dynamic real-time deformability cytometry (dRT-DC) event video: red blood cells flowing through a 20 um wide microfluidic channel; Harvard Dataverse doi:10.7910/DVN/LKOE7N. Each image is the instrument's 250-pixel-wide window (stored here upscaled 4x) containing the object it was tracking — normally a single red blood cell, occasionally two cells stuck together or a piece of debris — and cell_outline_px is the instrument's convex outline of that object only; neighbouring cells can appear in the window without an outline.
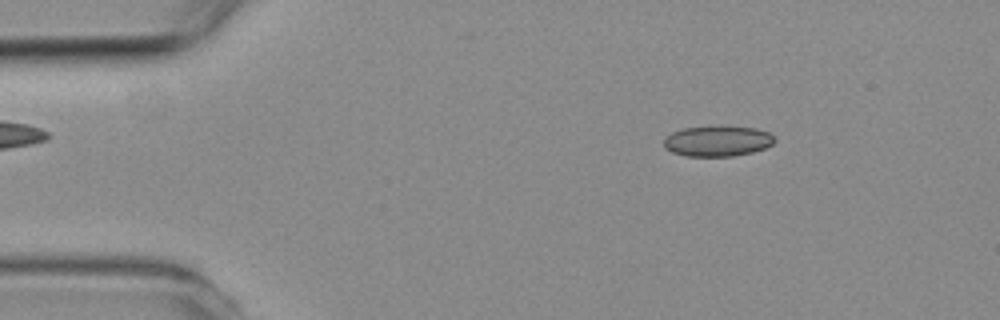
{"species": "common noctule bat (a hibernating species)", "species_latin": "Nyctalus noctula", "temperature_condition": "room temperature", "stored_images_in_passage": 4, "camera_frame_rate_fps": 3000, "um_per_image_px": 0.085, "animal": {"sex": "female", "body_mass_g": 19.3, "forearm_length_mm": 54.1}, "frame": {"image": 1, "passage_image": 2, "time_ms": 1.0, "image_size_px": [1000, 320], "cell_outline_px": [[776, 140], [772, 144], [764, 148], [752, 152], [732, 156], [684, 156], [672, 152], [664, 148], [664, 140], [672, 132], [684, 128], [756, 128], [768, 132]], "centroid_in_image_um": [60.97, 12.03], "position_along_channel_um": 24.0, "area_um2": 19.07}}
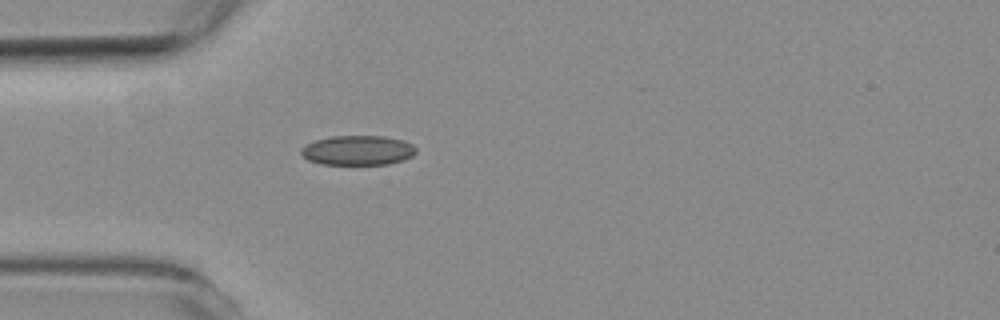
{"frame": {"image": 2, "passage_image": 4, "time_ms": 3.333, "image_size_px": [1000, 320], "cell_outline_px": [[416, 152], [412, 156], [404, 160], [388, 164], [320, 164], [308, 160], [300, 152], [300, 148], [316, 140], [332, 136], [384, 136], [404, 140], [412, 144], [416, 148]], "centroid_in_image_um": [30.43, 12.78], "position_along_channel_um": 54.6, "area_um2": 19.88}}